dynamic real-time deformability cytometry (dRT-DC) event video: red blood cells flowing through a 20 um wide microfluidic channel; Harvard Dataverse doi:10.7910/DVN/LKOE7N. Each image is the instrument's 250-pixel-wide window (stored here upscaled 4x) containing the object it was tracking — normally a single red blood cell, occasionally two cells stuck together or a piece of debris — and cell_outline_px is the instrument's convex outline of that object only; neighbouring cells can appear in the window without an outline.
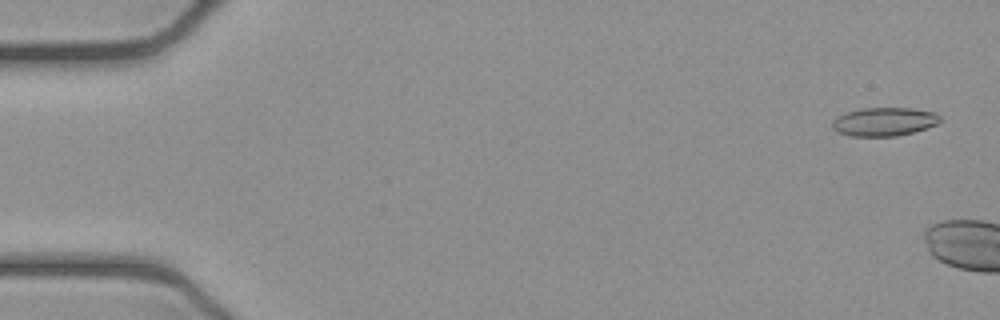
{"species": "common noctule bat (a hibernating species)", "species_latin": "Nyctalus noctula", "temperature_condition": "cold", "stored_images_in_passage": 8, "camera_frame_rate_fps": 3000, "um_per_image_px": 0.085, "animal": {"sex": "female", "body_mass_g": 21.9}, "frame": {"image": 1, "passage_image": 2, "time_ms": 0.333, "image_size_px": [1000, 320], "cell_outline_px": [[940, 120], [936, 124], [928, 128], [896, 136], [852, 136], [836, 132], [832, 128], [832, 120], [836, 116], [848, 112], [864, 108], [912, 108], [936, 112], [940, 116]], "centroid_in_image_um": [75.14, 10.34], "position_along_channel_um": 9.9, "area_um2": 17.98}}